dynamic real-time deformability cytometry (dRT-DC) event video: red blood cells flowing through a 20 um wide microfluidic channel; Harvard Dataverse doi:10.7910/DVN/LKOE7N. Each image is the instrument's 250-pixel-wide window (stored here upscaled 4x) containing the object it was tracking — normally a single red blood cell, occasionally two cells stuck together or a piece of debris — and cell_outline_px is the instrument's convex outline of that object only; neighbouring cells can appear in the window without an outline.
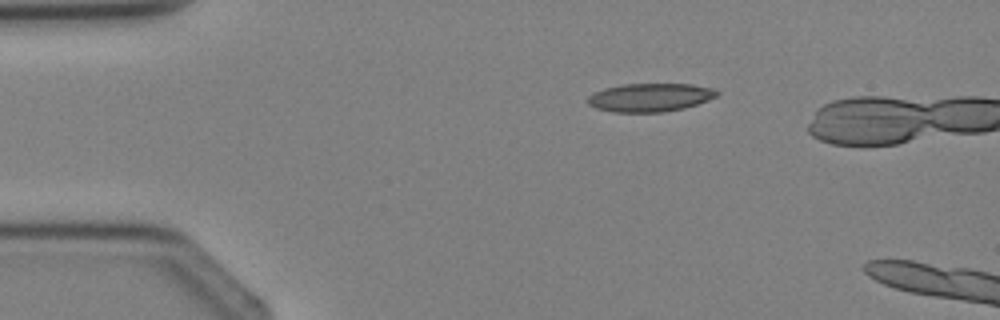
{"species": "Egyptian fruit bat (a non-hibernating species)", "species_latin": "Rousettus aegyptiacus", "temperature_condition": "cold", "stored_images_in_passage": 2, "camera_frame_rate_fps": 3000, "um_per_image_px": 0.085, "animal": {"sex": "female"}, "frame": {"image": 1, "passage_image": 1, "time_ms": 0.0, "image_size_px": [1000, 320], "cell_outline_px": [[720, 92], [716, 96], [708, 100], [684, 108], [664, 112], [612, 112], [596, 108], [588, 104], [588, 96], [592, 92], [604, 88], [624, 84], [688, 84], [716, 88]], "centroid_in_image_um": [55.25, 8.28], "position_along_channel_um": 29.8, "area_um2": 21.44}}